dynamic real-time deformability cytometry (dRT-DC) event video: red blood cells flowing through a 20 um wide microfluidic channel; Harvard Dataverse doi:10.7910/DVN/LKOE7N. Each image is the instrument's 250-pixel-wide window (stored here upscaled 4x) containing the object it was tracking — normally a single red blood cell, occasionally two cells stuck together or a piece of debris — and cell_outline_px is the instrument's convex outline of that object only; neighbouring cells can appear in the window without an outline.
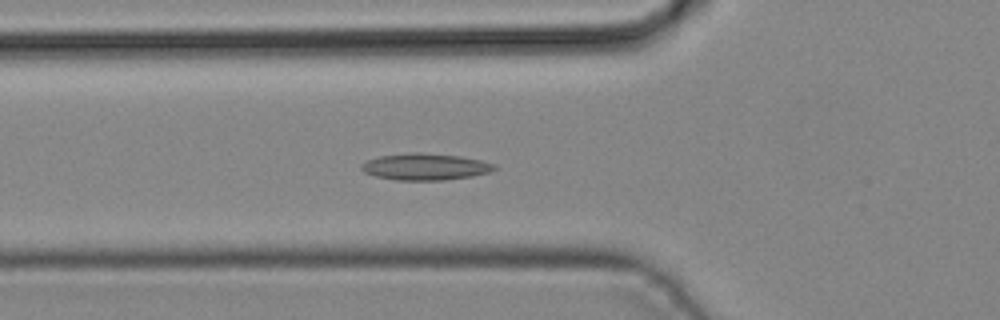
{"species": "common noctule bat (a hibernating species)", "species_latin": "Nyctalus noctula", "temperature_condition": "cold", "stored_images_in_passage": 44, "camera_frame_rate_fps": 3000, "um_per_image_px": 0.085, "animal": {"sex": "male", "body_mass_g": 19.2, "forearm_length_mm": 51.8}, "frame": {"image": 1, "passage_image": 16, "time_ms": 5.0, "image_size_px": [1000, 320], "cell_outline_px": [[496, 168], [488, 172], [472, 176], [444, 180], [396, 180], [376, 176], [364, 172], [360, 168], [360, 164], [368, 160], [380, 156], [408, 152], [420, 152], [460, 156], [480, 160], [496, 164]], "centroid_in_image_um": [36.12, 14.16], "position_along_channel_um": 89.7, "area_um2": 20.63}}
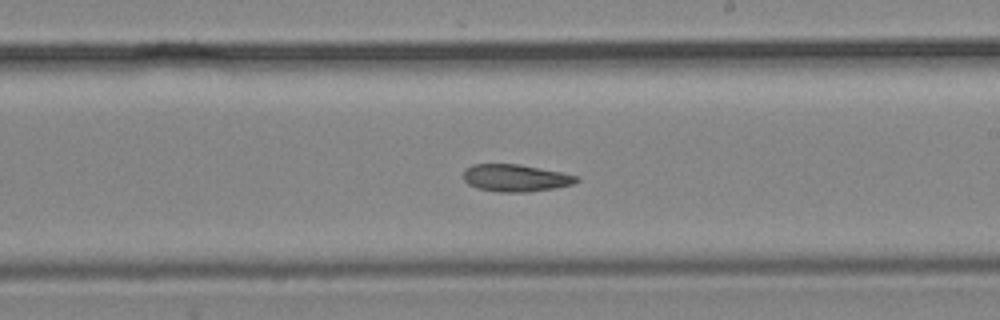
{"frame": {"image": 2, "passage_image": 26, "time_ms": 8.333, "image_size_px": [1000, 320], "cell_outline_px": [[580, 180], [572, 184], [556, 188], [528, 192], [500, 192], [476, 188], [468, 184], [464, 180], [464, 168], [472, 164], [520, 164], [580, 176]], "centroid_in_image_um": [43.82, 15.12], "position_along_channel_um": 245.2, "area_um2": 18.09}}
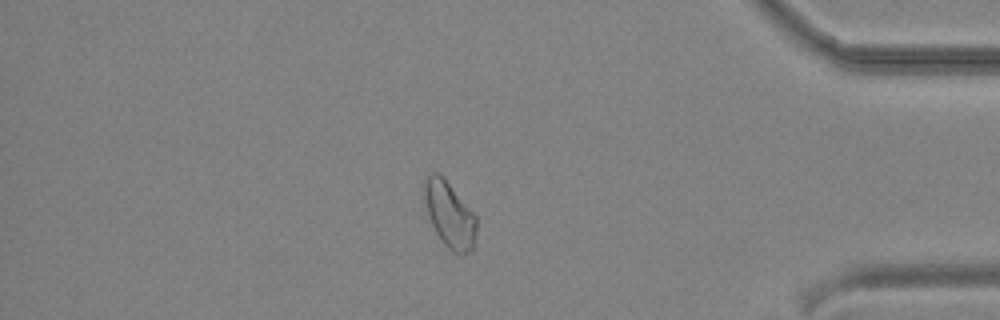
{"frame": {"image": 3, "passage_image": 38, "time_ms": 12.333, "image_size_px": [1000, 320], "cell_outline_px": [[476, 232], [472, 248], [468, 252], [452, 252], [444, 244], [436, 232], [428, 216], [420, 188], [424, 176], [432, 172], [436, 172], [448, 184], [476, 216]], "centroid_in_image_um": [38.13, 18.19], "position_along_channel_um": 397.1, "area_um2": 19.83}}